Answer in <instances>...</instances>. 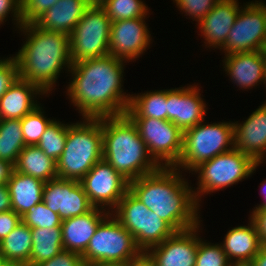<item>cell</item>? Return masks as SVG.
Segmentation results:
<instances>
[{
	"label": "cell",
	"instance_id": "obj_49",
	"mask_svg": "<svg viewBox=\"0 0 266 266\" xmlns=\"http://www.w3.org/2000/svg\"><path fill=\"white\" fill-rule=\"evenodd\" d=\"M5 266H29V265L28 264H25V263L8 262Z\"/></svg>",
	"mask_w": 266,
	"mask_h": 266
},
{
	"label": "cell",
	"instance_id": "obj_25",
	"mask_svg": "<svg viewBox=\"0 0 266 266\" xmlns=\"http://www.w3.org/2000/svg\"><path fill=\"white\" fill-rule=\"evenodd\" d=\"M45 182L32 176L21 174L13 169L7 182L12 210L20 217L43 201Z\"/></svg>",
	"mask_w": 266,
	"mask_h": 266
},
{
	"label": "cell",
	"instance_id": "obj_40",
	"mask_svg": "<svg viewBox=\"0 0 266 266\" xmlns=\"http://www.w3.org/2000/svg\"><path fill=\"white\" fill-rule=\"evenodd\" d=\"M13 14L16 20L14 24H17L18 28L23 25L22 14H21V0H0V24H3L8 14Z\"/></svg>",
	"mask_w": 266,
	"mask_h": 266
},
{
	"label": "cell",
	"instance_id": "obj_38",
	"mask_svg": "<svg viewBox=\"0 0 266 266\" xmlns=\"http://www.w3.org/2000/svg\"><path fill=\"white\" fill-rule=\"evenodd\" d=\"M19 78L17 59L13 57L0 59V97Z\"/></svg>",
	"mask_w": 266,
	"mask_h": 266
},
{
	"label": "cell",
	"instance_id": "obj_15",
	"mask_svg": "<svg viewBox=\"0 0 266 266\" xmlns=\"http://www.w3.org/2000/svg\"><path fill=\"white\" fill-rule=\"evenodd\" d=\"M144 19L145 17H139L111 23L110 55L126 62L138 58L146 51L151 37Z\"/></svg>",
	"mask_w": 266,
	"mask_h": 266
},
{
	"label": "cell",
	"instance_id": "obj_20",
	"mask_svg": "<svg viewBox=\"0 0 266 266\" xmlns=\"http://www.w3.org/2000/svg\"><path fill=\"white\" fill-rule=\"evenodd\" d=\"M224 68L239 88L249 89L264 81L266 51L235 52L225 55Z\"/></svg>",
	"mask_w": 266,
	"mask_h": 266
},
{
	"label": "cell",
	"instance_id": "obj_27",
	"mask_svg": "<svg viewBox=\"0 0 266 266\" xmlns=\"http://www.w3.org/2000/svg\"><path fill=\"white\" fill-rule=\"evenodd\" d=\"M29 266L50 260L63 250L62 228H33Z\"/></svg>",
	"mask_w": 266,
	"mask_h": 266
},
{
	"label": "cell",
	"instance_id": "obj_44",
	"mask_svg": "<svg viewBox=\"0 0 266 266\" xmlns=\"http://www.w3.org/2000/svg\"><path fill=\"white\" fill-rule=\"evenodd\" d=\"M14 166L7 161L0 160V185L7 184Z\"/></svg>",
	"mask_w": 266,
	"mask_h": 266
},
{
	"label": "cell",
	"instance_id": "obj_36",
	"mask_svg": "<svg viewBox=\"0 0 266 266\" xmlns=\"http://www.w3.org/2000/svg\"><path fill=\"white\" fill-rule=\"evenodd\" d=\"M185 15L194 18L198 23L214 8L220 0H173Z\"/></svg>",
	"mask_w": 266,
	"mask_h": 266
},
{
	"label": "cell",
	"instance_id": "obj_3",
	"mask_svg": "<svg viewBox=\"0 0 266 266\" xmlns=\"http://www.w3.org/2000/svg\"><path fill=\"white\" fill-rule=\"evenodd\" d=\"M20 30L27 34V41L14 56L19 78L37 84L48 94L63 67L72 66L69 35L41 29L35 23L23 24Z\"/></svg>",
	"mask_w": 266,
	"mask_h": 266
},
{
	"label": "cell",
	"instance_id": "obj_12",
	"mask_svg": "<svg viewBox=\"0 0 266 266\" xmlns=\"http://www.w3.org/2000/svg\"><path fill=\"white\" fill-rule=\"evenodd\" d=\"M220 49H223L225 55L266 51V4L251 1L242 7Z\"/></svg>",
	"mask_w": 266,
	"mask_h": 266
},
{
	"label": "cell",
	"instance_id": "obj_51",
	"mask_svg": "<svg viewBox=\"0 0 266 266\" xmlns=\"http://www.w3.org/2000/svg\"><path fill=\"white\" fill-rule=\"evenodd\" d=\"M8 262L0 257V266H5Z\"/></svg>",
	"mask_w": 266,
	"mask_h": 266
},
{
	"label": "cell",
	"instance_id": "obj_17",
	"mask_svg": "<svg viewBox=\"0 0 266 266\" xmlns=\"http://www.w3.org/2000/svg\"><path fill=\"white\" fill-rule=\"evenodd\" d=\"M197 85L166 90L167 120L182 132L204 121L206 104Z\"/></svg>",
	"mask_w": 266,
	"mask_h": 266
},
{
	"label": "cell",
	"instance_id": "obj_37",
	"mask_svg": "<svg viewBox=\"0 0 266 266\" xmlns=\"http://www.w3.org/2000/svg\"><path fill=\"white\" fill-rule=\"evenodd\" d=\"M58 0H21V14L23 24L34 23Z\"/></svg>",
	"mask_w": 266,
	"mask_h": 266
},
{
	"label": "cell",
	"instance_id": "obj_7",
	"mask_svg": "<svg viewBox=\"0 0 266 266\" xmlns=\"http://www.w3.org/2000/svg\"><path fill=\"white\" fill-rule=\"evenodd\" d=\"M203 122L183 132L182 154L175 168L193 172L202 162L234 148L233 122L206 125Z\"/></svg>",
	"mask_w": 266,
	"mask_h": 266
},
{
	"label": "cell",
	"instance_id": "obj_22",
	"mask_svg": "<svg viewBox=\"0 0 266 266\" xmlns=\"http://www.w3.org/2000/svg\"><path fill=\"white\" fill-rule=\"evenodd\" d=\"M37 94L46 93L37 84L18 78L0 97V119L21 120L39 106L34 101Z\"/></svg>",
	"mask_w": 266,
	"mask_h": 266
},
{
	"label": "cell",
	"instance_id": "obj_39",
	"mask_svg": "<svg viewBox=\"0 0 266 266\" xmlns=\"http://www.w3.org/2000/svg\"><path fill=\"white\" fill-rule=\"evenodd\" d=\"M34 266H85L82 256L78 253L62 250L50 260L38 263Z\"/></svg>",
	"mask_w": 266,
	"mask_h": 266
},
{
	"label": "cell",
	"instance_id": "obj_13",
	"mask_svg": "<svg viewBox=\"0 0 266 266\" xmlns=\"http://www.w3.org/2000/svg\"><path fill=\"white\" fill-rule=\"evenodd\" d=\"M91 205L101 209H115L129 190L126 180L103 158L80 181Z\"/></svg>",
	"mask_w": 266,
	"mask_h": 266
},
{
	"label": "cell",
	"instance_id": "obj_9",
	"mask_svg": "<svg viewBox=\"0 0 266 266\" xmlns=\"http://www.w3.org/2000/svg\"><path fill=\"white\" fill-rule=\"evenodd\" d=\"M257 166L259 163L251 156L236 148L202 162L193 170L199 173L198 190L193 191L197 203L199 204V197L205 193H213L248 178Z\"/></svg>",
	"mask_w": 266,
	"mask_h": 266
},
{
	"label": "cell",
	"instance_id": "obj_52",
	"mask_svg": "<svg viewBox=\"0 0 266 266\" xmlns=\"http://www.w3.org/2000/svg\"><path fill=\"white\" fill-rule=\"evenodd\" d=\"M234 266H253V265H251L250 263H247V264H237V265H234Z\"/></svg>",
	"mask_w": 266,
	"mask_h": 266
},
{
	"label": "cell",
	"instance_id": "obj_45",
	"mask_svg": "<svg viewBox=\"0 0 266 266\" xmlns=\"http://www.w3.org/2000/svg\"><path fill=\"white\" fill-rule=\"evenodd\" d=\"M250 264L253 266H266V245H262L259 253L253 258Z\"/></svg>",
	"mask_w": 266,
	"mask_h": 266
},
{
	"label": "cell",
	"instance_id": "obj_43",
	"mask_svg": "<svg viewBox=\"0 0 266 266\" xmlns=\"http://www.w3.org/2000/svg\"><path fill=\"white\" fill-rule=\"evenodd\" d=\"M12 210L11 198L6 184L0 185V212Z\"/></svg>",
	"mask_w": 266,
	"mask_h": 266
},
{
	"label": "cell",
	"instance_id": "obj_42",
	"mask_svg": "<svg viewBox=\"0 0 266 266\" xmlns=\"http://www.w3.org/2000/svg\"><path fill=\"white\" fill-rule=\"evenodd\" d=\"M250 218L255 222L262 244L266 245V210H253Z\"/></svg>",
	"mask_w": 266,
	"mask_h": 266
},
{
	"label": "cell",
	"instance_id": "obj_8",
	"mask_svg": "<svg viewBox=\"0 0 266 266\" xmlns=\"http://www.w3.org/2000/svg\"><path fill=\"white\" fill-rule=\"evenodd\" d=\"M114 210L112 215L133 235L136 245L143 254L176 232L129 190Z\"/></svg>",
	"mask_w": 266,
	"mask_h": 266
},
{
	"label": "cell",
	"instance_id": "obj_23",
	"mask_svg": "<svg viewBox=\"0 0 266 266\" xmlns=\"http://www.w3.org/2000/svg\"><path fill=\"white\" fill-rule=\"evenodd\" d=\"M221 245L228 260L233 265H237L251 263L263 244L256 224L250 218V225L229 230ZM232 259L235 261L233 262Z\"/></svg>",
	"mask_w": 266,
	"mask_h": 266
},
{
	"label": "cell",
	"instance_id": "obj_41",
	"mask_svg": "<svg viewBox=\"0 0 266 266\" xmlns=\"http://www.w3.org/2000/svg\"><path fill=\"white\" fill-rule=\"evenodd\" d=\"M21 222V217L13 210L0 212V242Z\"/></svg>",
	"mask_w": 266,
	"mask_h": 266
},
{
	"label": "cell",
	"instance_id": "obj_34",
	"mask_svg": "<svg viewBox=\"0 0 266 266\" xmlns=\"http://www.w3.org/2000/svg\"><path fill=\"white\" fill-rule=\"evenodd\" d=\"M21 220L31 229L61 227L62 222L59 214L49 209L43 201L32 206L28 212L21 217Z\"/></svg>",
	"mask_w": 266,
	"mask_h": 266
},
{
	"label": "cell",
	"instance_id": "obj_18",
	"mask_svg": "<svg viewBox=\"0 0 266 266\" xmlns=\"http://www.w3.org/2000/svg\"><path fill=\"white\" fill-rule=\"evenodd\" d=\"M234 124V148L262 163L266 155V103L254 111L243 124Z\"/></svg>",
	"mask_w": 266,
	"mask_h": 266
},
{
	"label": "cell",
	"instance_id": "obj_26",
	"mask_svg": "<svg viewBox=\"0 0 266 266\" xmlns=\"http://www.w3.org/2000/svg\"><path fill=\"white\" fill-rule=\"evenodd\" d=\"M14 170L43 182L58 177L57 163L48 157L38 146H25L20 152Z\"/></svg>",
	"mask_w": 266,
	"mask_h": 266
},
{
	"label": "cell",
	"instance_id": "obj_4",
	"mask_svg": "<svg viewBox=\"0 0 266 266\" xmlns=\"http://www.w3.org/2000/svg\"><path fill=\"white\" fill-rule=\"evenodd\" d=\"M102 133L103 159L126 180L138 179L160 168L126 114L102 117Z\"/></svg>",
	"mask_w": 266,
	"mask_h": 266
},
{
	"label": "cell",
	"instance_id": "obj_6",
	"mask_svg": "<svg viewBox=\"0 0 266 266\" xmlns=\"http://www.w3.org/2000/svg\"><path fill=\"white\" fill-rule=\"evenodd\" d=\"M143 255L133 235L110 213L81 256L85 266H102L135 262Z\"/></svg>",
	"mask_w": 266,
	"mask_h": 266
},
{
	"label": "cell",
	"instance_id": "obj_11",
	"mask_svg": "<svg viewBox=\"0 0 266 266\" xmlns=\"http://www.w3.org/2000/svg\"><path fill=\"white\" fill-rule=\"evenodd\" d=\"M129 118L135 124L153 160L160 167H174L182 154L183 132L168 120L149 117Z\"/></svg>",
	"mask_w": 266,
	"mask_h": 266
},
{
	"label": "cell",
	"instance_id": "obj_16",
	"mask_svg": "<svg viewBox=\"0 0 266 266\" xmlns=\"http://www.w3.org/2000/svg\"><path fill=\"white\" fill-rule=\"evenodd\" d=\"M199 226L175 232L144 255L154 266H195Z\"/></svg>",
	"mask_w": 266,
	"mask_h": 266
},
{
	"label": "cell",
	"instance_id": "obj_21",
	"mask_svg": "<svg viewBox=\"0 0 266 266\" xmlns=\"http://www.w3.org/2000/svg\"><path fill=\"white\" fill-rule=\"evenodd\" d=\"M240 8L237 0H220L198 23L208 47L220 49L224 45Z\"/></svg>",
	"mask_w": 266,
	"mask_h": 266
},
{
	"label": "cell",
	"instance_id": "obj_14",
	"mask_svg": "<svg viewBox=\"0 0 266 266\" xmlns=\"http://www.w3.org/2000/svg\"><path fill=\"white\" fill-rule=\"evenodd\" d=\"M43 202L58 213L61 220L85 214L93 208L79 181L59 177L45 182Z\"/></svg>",
	"mask_w": 266,
	"mask_h": 266
},
{
	"label": "cell",
	"instance_id": "obj_5",
	"mask_svg": "<svg viewBox=\"0 0 266 266\" xmlns=\"http://www.w3.org/2000/svg\"><path fill=\"white\" fill-rule=\"evenodd\" d=\"M102 158V117L68 124L65 148L56 162L58 177L80 182Z\"/></svg>",
	"mask_w": 266,
	"mask_h": 266
},
{
	"label": "cell",
	"instance_id": "obj_10",
	"mask_svg": "<svg viewBox=\"0 0 266 266\" xmlns=\"http://www.w3.org/2000/svg\"><path fill=\"white\" fill-rule=\"evenodd\" d=\"M111 19L100 5H91L69 35L72 64L109 55Z\"/></svg>",
	"mask_w": 266,
	"mask_h": 266
},
{
	"label": "cell",
	"instance_id": "obj_46",
	"mask_svg": "<svg viewBox=\"0 0 266 266\" xmlns=\"http://www.w3.org/2000/svg\"><path fill=\"white\" fill-rule=\"evenodd\" d=\"M264 183V184H263ZM261 189L263 191V197L265 198L264 199V202H262V204H260L259 206H257L256 208L254 207L253 210H266V181L262 182L261 183ZM264 188V189H263Z\"/></svg>",
	"mask_w": 266,
	"mask_h": 266
},
{
	"label": "cell",
	"instance_id": "obj_24",
	"mask_svg": "<svg viewBox=\"0 0 266 266\" xmlns=\"http://www.w3.org/2000/svg\"><path fill=\"white\" fill-rule=\"evenodd\" d=\"M90 6L88 0H58L34 23L41 29L70 35Z\"/></svg>",
	"mask_w": 266,
	"mask_h": 266
},
{
	"label": "cell",
	"instance_id": "obj_50",
	"mask_svg": "<svg viewBox=\"0 0 266 266\" xmlns=\"http://www.w3.org/2000/svg\"><path fill=\"white\" fill-rule=\"evenodd\" d=\"M102 266H135V262H131L127 264H114V265H102Z\"/></svg>",
	"mask_w": 266,
	"mask_h": 266
},
{
	"label": "cell",
	"instance_id": "obj_32",
	"mask_svg": "<svg viewBox=\"0 0 266 266\" xmlns=\"http://www.w3.org/2000/svg\"><path fill=\"white\" fill-rule=\"evenodd\" d=\"M100 6L112 22L146 17L149 12L142 0H105Z\"/></svg>",
	"mask_w": 266,
	"mask_h": 266
},
{
	"label": "cell",
	"instance_id": "obj_48",
	"mask_svg": "<svg viewBox=\"0 0 266 266\" xmlns=\"http://www.w3.org/2000/svg\"><path fill=\"white\" fill-rule=\"evenodd\" d=\"M105 0H88L91 5H101Z\"/></svg>",
	"mask_w": 266,
	"mask_h": 266
},
{
	"label": "cell",
	"instance_id": "obj_33",
	"mask_svg": "<svg viewBox=\"0 0 266 266\" xmlns=\"http://www.w3.org/2000/svg\"><path fill=\"white\" fill-rule=\"evenodd\" d=\"M42 111V107L37 106L20 120L26 146L37 145L48 125L53 121V119H47Z\"/></svg>",
	"mask_w": 266,
	"mask_h": 266
},
{
	"label": "cell",
	"instance_id": "obj_2",
	"mask_svg": "<svg viewBox=\"0 0 266 266\" xmlns=\"http://www.w3.org/2000/svg\"><path fill=\"white\" fill-rule=\"evenodd\" d=\"M179 172L175 167H160L153 173L129 181V191L176 232L200 225L199 204L192 188Z\"/></svg>",
	"mask_w": 266,
	"mask_h": 266
},
{
	"label": "cell",
	"instance_id": "obj_35",
	"mask_svg": "<svg viewBox=\"0 0 266 266\" xmlns=\"http://www.w3.org/2000/svg\"><path fill=\"white\" fill-rule=\"evenodd\" d=\"M195 266H234L227 258L221 244H209L198 237Z\"/></svg>",
	"mask_w": 266,
	"mask_h": 266
},
{
	"label": "cell",
	"instance_id": "obj_19",
	"mask_svg": "<svg viewBox=\"0 0 266 266\" xmlns=\"http://www.w3.org/2000/svg\"><path fill=\"white\" fill-rule=\"evenodd\" d=\"M109 211L107 213L105 209L93 207L85 214L62 220L63 250L82 255L99 224L109 216Z\"/></svg>",
	"mask_w": 266,
	"mask_h": 266
},
{
	"label": "cell",
	"instance_id": "obj_47",
	"mask_svg": "<svg viewBox=\"0 0 266 266\" xmlns=\"http://www.w3.org/2000/svg\"><path fill=\"white\" fill-rule=\"evenodd\" d=\"M135 266H154V265L145 255H143L140 259L135 261Z\"/></svg>",
	"mask_w": 266,
	"mask_h": 266
},
{
	"label": "cell",
	"instance_id": "obj_28",
	"mask_svg": "<svg viewBox=\"0 0 266 266\" xmlns=\"http://www.w3.org/2000/svg\"><path fill=\"white\" fill-rule=\"evenodd\" d=\"M31 250V228L23 222L0 242V257L7 262L29 265Z\"/></svg>",
	"mask_w": 266,
	"mask_h": 266
},
{
	"label": "cell",
	"instance_id": "obj_29",
	"mask_svg": "<svg viewBox=\"0 0 266 266\" xmlns=\"http://www.w3.org/2000/svg\"><path fill=\"white\" fill-rule=\"evenodd\" d=\"M125 114L128 117H149L167 120L166 90L131 95L129 107Z\"/></svg>",
	"mask_w": 266,
	"mask_h": 266
},
{
	"label": "cell",
	"instance_id": "obj_31",
	"mask_svg": "<svg viewBox=\"0 0 266 266\" xmlns=\"http://www.w3.org/2000/svg\"><path fill=\"white\" fill-rule=\"evenodd\" d=\"M53 120L42 134L38 146L48 157L57 160L65 148L68 124Z\"/></svg>",
	"mask_w": 266,
	"mask_h": 266
},
{
	"label": "cell",
	"instance_id": "obj_30",
	"mask_svg": "<svg viewBox=\"0 0 266 266\" xmlns=\"http://www.w3.org/2000/svg\"><path fill=\"white\" fill-rule=\"evenodd\" d=\"M19 119H0V160L13 166L26 146Z\"/></svg>",
	"mask_w": 266,
	"mask_h": 266
},
{
	"label": "cell",
	"instance_id": "obj_53",
	"mask_svg": "<svg viewBox=\"0 0 266 266\" xmlns=\"http://www.w3.org/2000/svg\"><path fill=\"white\" fill-rule=\"evenodd\" d=\"M266 85V68H265V74H264V81H263Z\"/></svg>",
	"mask_w": 266,
	"mask_h": 266
},
{
	"label": "cell",
	"instance_id": "obj_1",
	"mask_svg": "<svg viewBox=\"0 0 266 266\" xmlns=\"http://www.w3.org/2000/svg\"><path fill=\"white\" fill-rule=\"evenodd\" d=\"M123 64L110 54L72 64L67 95L83 119L125 114L131 95L121 89Z\"/></svg>",
	"mask_w": 266,
	"mask_h": 266
}]
</instances>
